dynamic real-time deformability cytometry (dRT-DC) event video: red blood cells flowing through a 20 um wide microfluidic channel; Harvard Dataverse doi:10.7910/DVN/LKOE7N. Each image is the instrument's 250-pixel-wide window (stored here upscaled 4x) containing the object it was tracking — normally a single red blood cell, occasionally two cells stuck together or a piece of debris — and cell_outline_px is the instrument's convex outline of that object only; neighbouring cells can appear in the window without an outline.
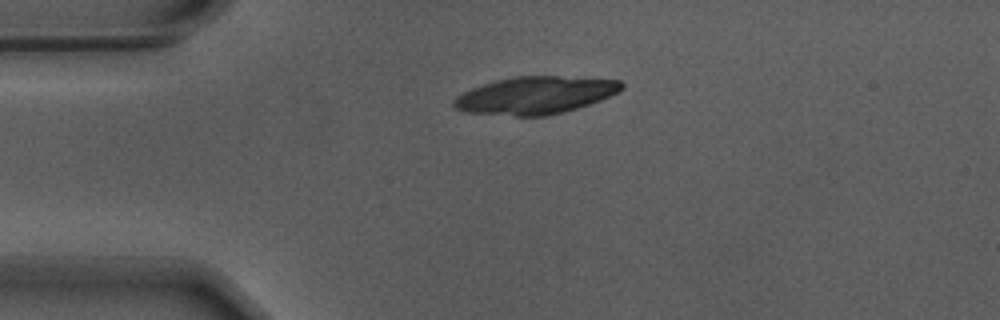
{"species": "Egyptian fruit bat (a non-hibernating species)", "species_latin": "Rousettus aegyptiacus", "temperature_condition": "warm", "stored_images_in_passage": 38, "camera_frame_rate_fps": 3000, "um_per_image_px": 0.085, "animal": {"sex": "male"}, "frame": {"image": 1, "passage_image": 1, "time_ms": 0.0, "image_size_px": [1000, 320], "cell_outline_px": [[624, 88], [600, 100], [576, 108], [544, 116], [516, 116], [468, 112], [456, 108], [452, 104], [452, 100], [456, 96], [472, 88], [496, 80], [516, 76], [560, 76], [620, 80], [624, 84]], "centroid_in_image_um": [45.48, 8.09], "position_along_channel_um": 39.5, "area_um2": 36.18}}